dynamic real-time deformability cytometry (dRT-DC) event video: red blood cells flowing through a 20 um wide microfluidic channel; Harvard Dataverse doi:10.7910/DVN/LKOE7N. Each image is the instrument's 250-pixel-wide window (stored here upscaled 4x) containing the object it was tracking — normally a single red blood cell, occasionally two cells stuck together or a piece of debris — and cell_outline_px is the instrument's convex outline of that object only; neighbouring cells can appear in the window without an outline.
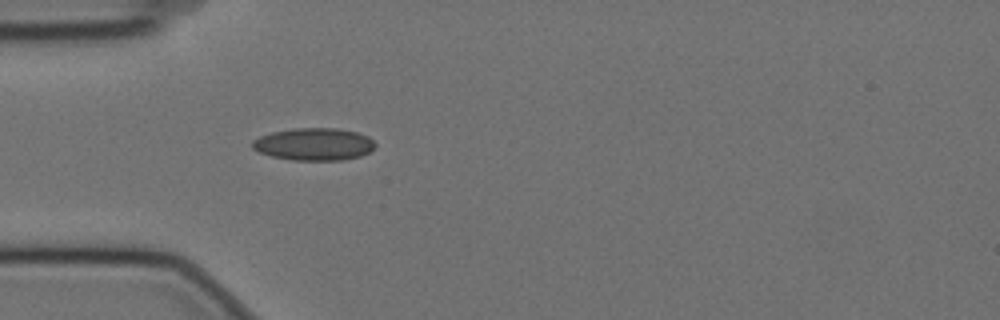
{"species": "Egyptian fruit bat (a non-hibernating species)", "species_latin": "Rousettus aegyptiacus", "temperature_condition": "cold", "stored_images_in_passage": 41, "camera_frame_rate_fps": 3000, "um_per_image_px": 0.085, "animal": {"sex": "female"}, "frame": {"image": 1, "passage_image": 1, "time_ms": 0.0, "image_size_px": [1000, 320], "cell_outline_px": [[376, 144], [368, 152], [360, 156], [344, 160], [292, 160], [272, 156], [260, 152], [252, 148], [252, 140], [260, 136], [272, 132], [292, 128], [336, 128], [356, 132], [368, 136]], "centroid_in_image_um": [26.67, 12.25], "position_along_channel_um": 58.3, "area_um2": 23.12}}
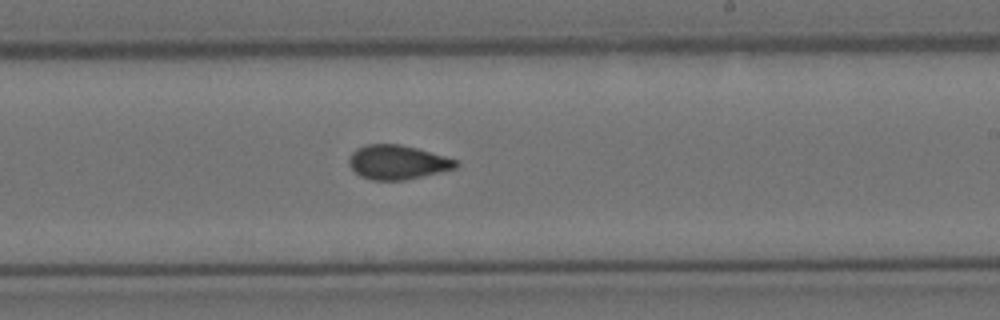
{"frame": {"image": 2, "passage_image": 18, "time_ms": 5.667, "image_size_px": [1000, 320], "cell_outline_px": [[460, 164], [456, 168], [404, 180], [372, 180], [360, 176], [348, 164], [348, 156], [356, 148], [364, 144], [400, 144], [416, 148], [460, 160]], "centroid_in_image_um": [33.77, 13.78], "position_along_channel_um": 255.2, "area_um2": 21.44}}
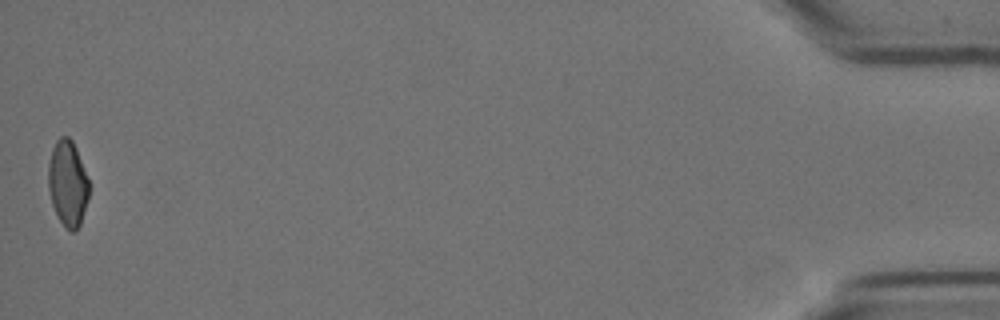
{"frame": {"image": 3, "passage_image": 41, "time_ms": 13.333, "image_size_px": [1000, 320], "cell_outline_px": [[88, 196], [80, 224], [76, 232], [68, 232], [64, 228], [52, 204], [48, 188], [48, 164], [52, 148], [56, 140], [60, 136], [68, 136], [72, 140], [76, 148], [88, 180]], "centroid_in_image_um": [5.73, 15.59], "position_along_channel_um": 429.5, "area_um2": 20.29}, "authors_computed_cell_mechanics": {"area_um2": 21.386, "velocity_mm_per_s": 3.5225, "shape_relaxation_time_tau1_ms": null, "shape_relaxation_time_tau2_ms": 2.2888, "deformation_change_tau1": null, "deformation_change_tau2": 0.0689}}